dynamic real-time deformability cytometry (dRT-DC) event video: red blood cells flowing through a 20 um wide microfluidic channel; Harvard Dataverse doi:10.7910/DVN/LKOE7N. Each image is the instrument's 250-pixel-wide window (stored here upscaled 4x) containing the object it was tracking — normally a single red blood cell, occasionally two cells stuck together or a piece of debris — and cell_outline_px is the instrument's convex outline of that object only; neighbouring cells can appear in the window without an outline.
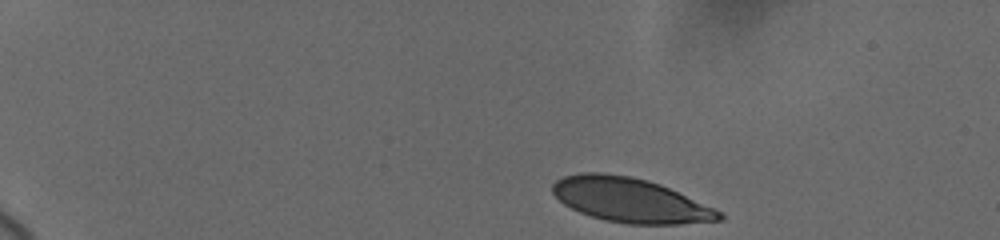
{"species": "human", "species_latin": "Homo sapiens", "temperature_condition": "cold", "stored_images_in_passage": 47, "camera_frame_rate_fps": 3000, "um_per_image_px": 0.085, "donor": {"sex": "female"}, "frame": {"image": 1, "passage_image": 1, "time_ms": 0.0, "image_size_px": [1000, 240], "cell_outline_px": [[724, 220], [680, 224], [628, 224], [604, 220], [580, 212], [564, 204], [552, 192], [552, 184], [556, 180], [564, 176], [580, 172], [600, 172], [628, 176], [648, 180], [660, 184], [712, 208], [720, 212], [724, 216]], "centroid_in_image_um": [53.53, 17.01], "position_along_channel_um": 31.5, "area_um2": 42.71}}
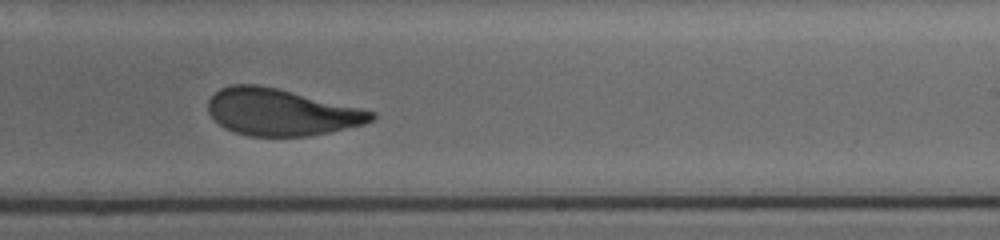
{"frame": {"image": 2, "passage_image": 20, "time_ms": 9.333, "image_size_px": [1000, 240], "cell_outline_px": [[376, 116], [372, 120], [364, 124], [328, 132], [308, 136], [248, 136], [224, 128], [208, 112], [208, 100], [220, 88], [232, 84], [256, 84], [276, 88], [376, 112]], "centroid_in_image_um": [23.86, 9.53], "position_along_channel_um": 265.1, "area_um2": 43.99}}
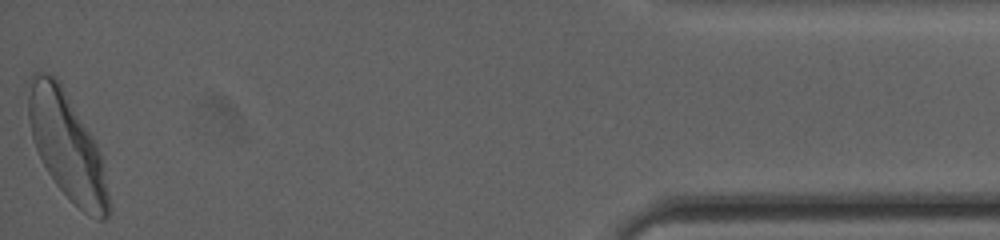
{"frame": {"image": 3, "passage_image": 47, "time_ms": 15.667, "image_size_px": [1000, 240], "cell_outline_px": [[112, 212], [104, 220], [96, 220], [84, 212], [56, 184], [48, 172], [32, 140], [28, 116], [28, 96], [32, 72], [44, 72], [56, 76], [60, 80], [92, 136], [104, 160], [112, 208]], "centroid_in_image_um": [5.74, 12.42], "position_along_channel_um": 429.5, "area_um2": 50.23}, "authors_computed_cell_mechanics": {"area_um2": 45.4308, "velocity_mm_per_s": 3.6479, "shape_relaxation_time_tau1_ms": 5.0703, "shape_relaxation_time_tau2_ms": 0.7863, "deformation_change_tau1": 0.1753, "deformation_change_tau2": 0.064}}